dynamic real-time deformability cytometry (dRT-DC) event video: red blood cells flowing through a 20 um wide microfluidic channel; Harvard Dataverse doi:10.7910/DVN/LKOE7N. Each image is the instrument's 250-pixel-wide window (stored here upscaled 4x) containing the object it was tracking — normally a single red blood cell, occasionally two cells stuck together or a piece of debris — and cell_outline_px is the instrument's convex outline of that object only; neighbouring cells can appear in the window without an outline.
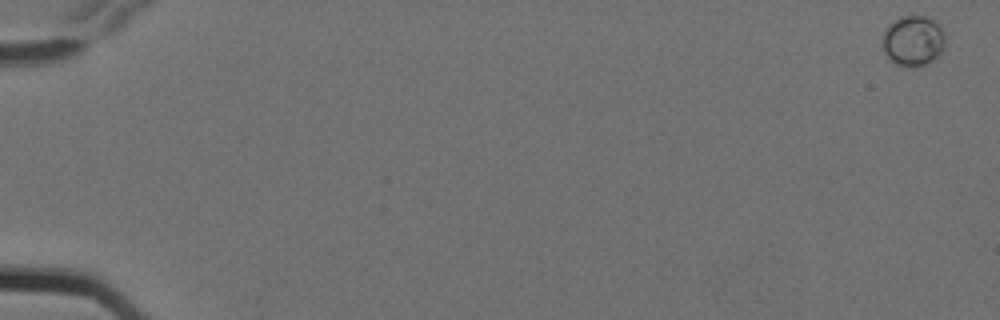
{"species": "Egyptian fruit bat (a non-hibernating species)", "species_latin": "Rousettus aegyptiacus", "temperature_condition": "cold", "stored_images_in_passage": 9, "camera_frame_rate_fps": 3000, "um_per_image_px": 0.085, "animal": {"sex": "female"}, "frame": {"image": 1, "passage_image": 1, "time_ms": 0.0, "image_size_px": [1000, 320], "cell_outline_px": [[944, 48], [932, 60], [924, 64], [896, 64], [884, 52], [884, 28], [888, 24], [900, 16], [924, 16], [936, 20], [940, 24], [944, 32]], "centroid_in_image_um": [77.64, 3.39], "position_along_channel_um": 7.4, "area_um2": 17.98}}
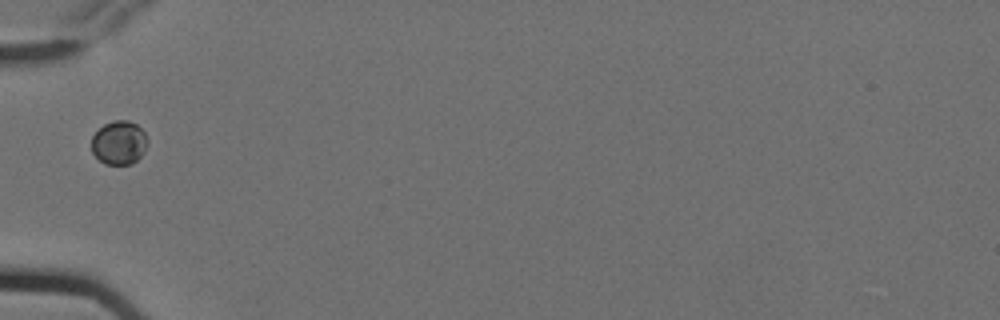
{"frame": {"image": 2, "passage_image": 6, "time_ms": 1.667, "image_size_px": [1000, 320], "cell_outline_px": [[148, 144], [144, 152], [132, 164], [104, 164], [92, 152], [92, 136], [104, 124], [112, 120], [128, 120], [136, 124], [144, 132], [148, 140]], "centroid_in_image_um": [10.13, 12.12], "position_along_channel_um": 74.9, "area_um2": 14.28}}
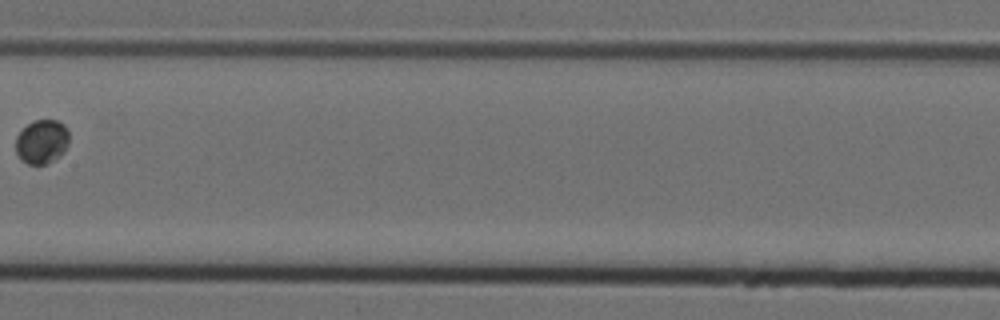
{"frame": {"image": 3, "passage_image": 9, "time_ms": 2.667, "image_size_px": [1000, 320], "cell_outline_px": [[68, 144], [64, 152], [60, 156], [48, 164], [28, 164], [20, 160], [16, 152], [16, 136], [32, 120], [56, 120], [64, 124], [68, 128]], "centroid_in_image_um": [3.56, 12.05], "position_along_channel_um": 203.8, "area_um2": 13.87}}